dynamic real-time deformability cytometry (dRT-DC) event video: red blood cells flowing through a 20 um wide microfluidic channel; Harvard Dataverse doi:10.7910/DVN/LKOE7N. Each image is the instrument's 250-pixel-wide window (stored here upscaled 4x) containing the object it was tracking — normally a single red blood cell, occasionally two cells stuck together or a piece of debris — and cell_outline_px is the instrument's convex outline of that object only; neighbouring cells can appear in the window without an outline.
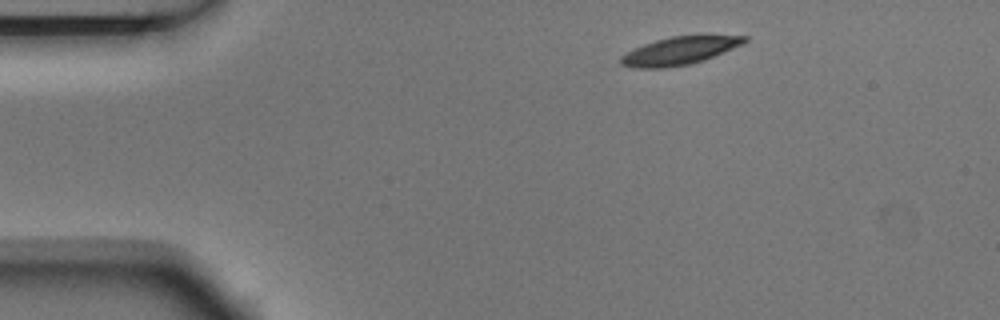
{"species": "Egyptian fruit bat (a non-hibernating species)", "species_latin": "Rousettus aegyptiacus", "temperature_condition": "room temperature", "stored_images_in_passage": 3, "camera_frame_rate_fps": 3000, "um_per_image_px": 0.085, "animal": {"sex": "male"}, "frame": {"image": 1, "passage_image": 1, "time_ms": 0.0, "image_size_px": [1000, 320], "cell_outline_px": [[748, 40], [744, 44], [704, 60], [688, 64], [664, 68], [636, 68], [620, 64], [620, 56], [644, 44], [656, 40], [672, 36], [748, 36]], "centroid_in_image_um": [57.76, 4.32], "position_along_channel_um": 27.2, "area_um2": 19.77}}